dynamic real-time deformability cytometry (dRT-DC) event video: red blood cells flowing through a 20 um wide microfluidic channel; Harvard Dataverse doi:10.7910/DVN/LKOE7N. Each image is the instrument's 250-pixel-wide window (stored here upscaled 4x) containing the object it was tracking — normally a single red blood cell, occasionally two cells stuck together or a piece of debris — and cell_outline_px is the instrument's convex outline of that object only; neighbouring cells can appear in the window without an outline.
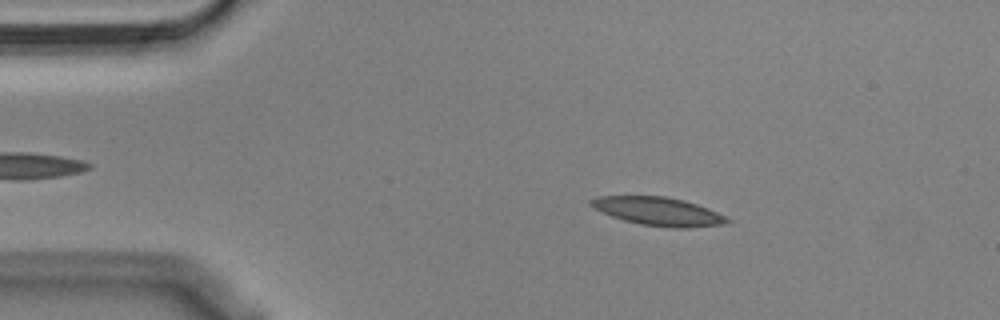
{"species": "Egyptian fruit bat (a non-hibernating species)", "species_latin": "Rousettus aegyptiacus", "temperature_condition": "cold", "stored_images_in_passage": 46, "camera_frame_rate_fps": 3000, "um_per_image_px": 0.085, "animal": {"sex": "male"}, "frame": {"image": 1, "passage_image": 8, "time_ms": 2.333, "image_size_px": [1000, 320], "cell_outline_px": [[732, 220], [720, 224], [688, 228], [672, 228], [640, 224], [624, 220], [612, 216], [588, 204], [588, 200], [600, 196], [664, 196], [684, 200], [708, 208]], "centroid_in_image_um": [55.94, 17.96], "position_along_channel_um": 29.1, "area_um2": 22.2}}
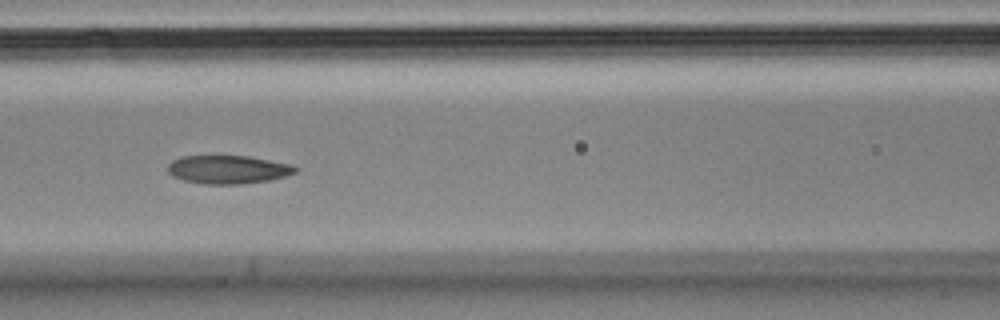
{"frame": {"image": 2, "passage_image": 22, "time_ms": 7.0, "image_size_px": [1000, 320], "cell_outline_px": [[300, 172], [268, 180], [240, 184], [204, 184], [184, 180], [172, 176], [168, 172], [168, 164], [172, 160], [180, 156], [248, 156], [288, 164], [300, 168]], "centroid_in_image_um": [19.37, 14.41], "position_along_channel_um": 147.2, "area_um2": 21.04}}
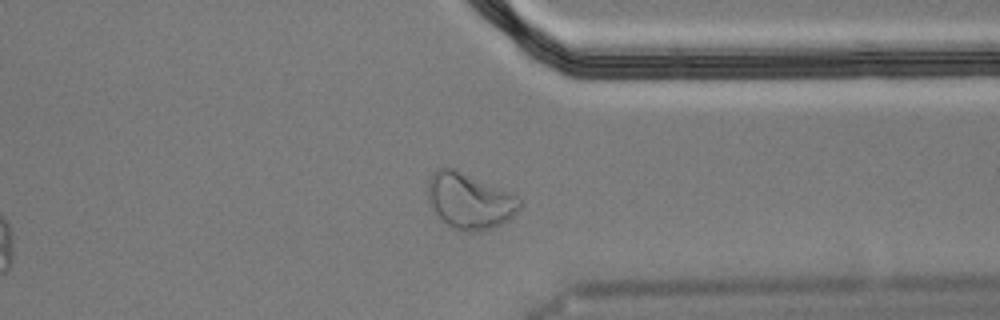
{"frame": {"image": 3, "passage_image": 41, "time_ms": 13.333, "image_size_px": [1000, 320], "cell_outline_px": [[524, 204], [508, 220], [500, 224], [488, 228], [472, 232], [452, 228], [436, 216], [428, 200], [428, 180], [432, 172], [436, 168], [456, 168], [508, 192], [516, 196]], "centroid_in_image_um": [39.87, 17.06], "position_along_channel_um": 371.5, "area_um2": 29.77}, "authors_computed_cell_mechanics": {"area_um2": 22.1663, "velocity_mm_per_s": 3.5843, "shape_relaxation_time_tau1_ms": null, "shape_relaxation_time_tau2_ms": 2.1478, "deformation_change_tau1": null, "deformation_change_tau2": 0.0754}}